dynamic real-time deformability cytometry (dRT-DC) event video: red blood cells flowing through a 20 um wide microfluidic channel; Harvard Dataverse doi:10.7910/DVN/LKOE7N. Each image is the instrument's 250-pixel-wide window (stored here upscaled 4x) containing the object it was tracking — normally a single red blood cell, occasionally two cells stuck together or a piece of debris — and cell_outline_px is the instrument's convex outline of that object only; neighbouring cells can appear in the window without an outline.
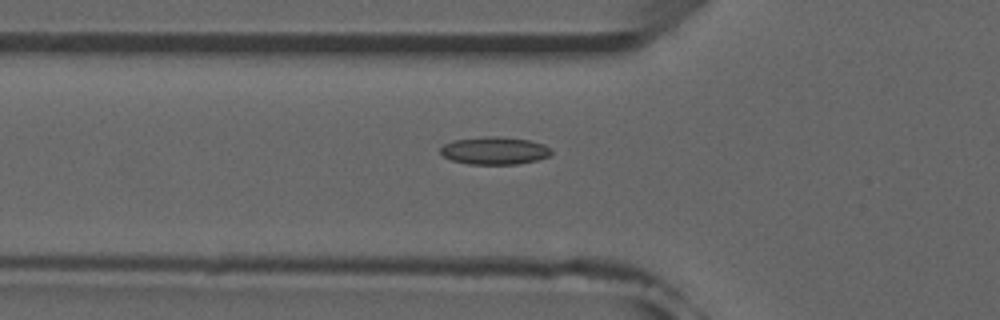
{"species": "common noctule bat (a hibernating species)", "species_latin": "Nyctalus noctula", "temperature_condition": "room temperature", "stored_images_in_passage": 41, "camera_frame_rate_fps": 3000, "um_per_image_px": 0.085, "animal": {"sex": "male", "forearm_length_mm": 52.5}, "frame": {"image": 1, "passage_image": 7, "time_ms": 2.0, "image_size_px": [1000, 320], "cell_outline_px": [[552, 152], [548, 156], [536, 160], [516, 164], [468, 164], [452, 160], [444, 156], [440, 152], [440, 148], [444, 144], [452, 140], [484, 136], [496, 136], [528, 140], [544, 144]], "centroid_in_image_um": [41.99, 12.8], "position_along_channel_um": 83.8, "area_um2": 17.74}}
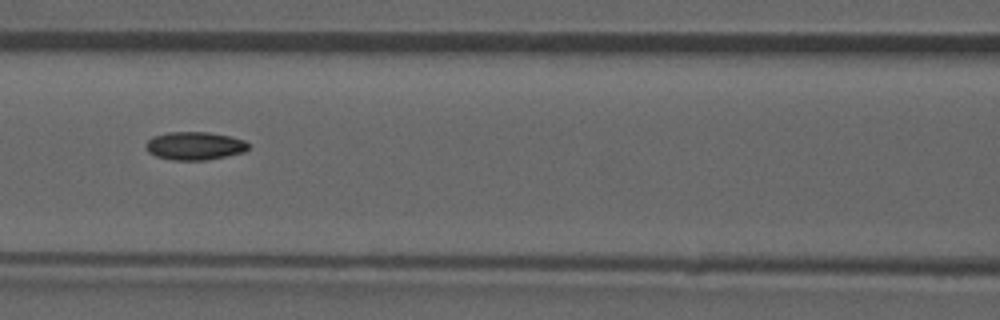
{"frame": {"image": 2, "passage_image": 12, "time_ms": 3.667, "image_size_px": [1000, 320], "cell_outline_px": [[248, 148], [244, 152], [208, 160], [172, 160], [156, 156], [148, 152], [148, 140], [152, 136], [168, 132], [208, 132], [232, 136], [244, 140], [248, 144]], "centroid_in_image_um": [16.57, 12.39], "position_along_channel_um": 150.0, "area_um2": 16.76}, "authors_computed_cell_mechanics": {"area_um2": 16.4152, "velocity_mm_per_s": 3.9321, "shape_relaxation_time_tau1_ms": null, "shape_relaxation_time_tau2_ms": 3.1054, "deformation_change_tau1": null, "deformation_change_tau2": 0.071}}